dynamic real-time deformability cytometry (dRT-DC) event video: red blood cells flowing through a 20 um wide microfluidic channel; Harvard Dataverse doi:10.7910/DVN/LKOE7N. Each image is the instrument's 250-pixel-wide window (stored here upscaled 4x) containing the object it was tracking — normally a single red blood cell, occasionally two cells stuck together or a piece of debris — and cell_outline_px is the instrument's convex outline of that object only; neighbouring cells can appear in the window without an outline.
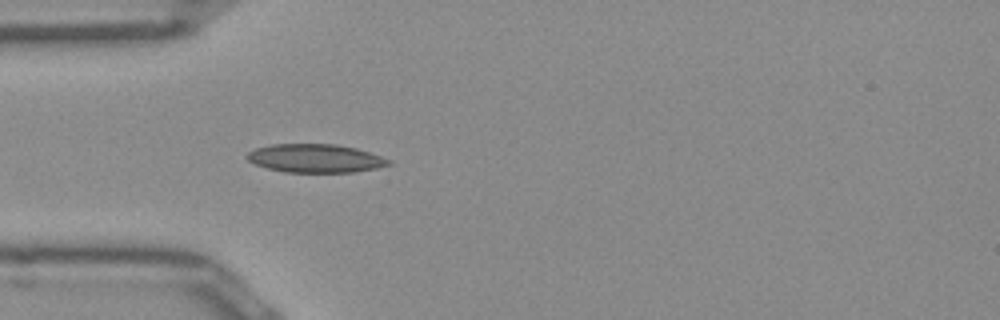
{"species": "Egyptian fruit bat (a non-hibernating species)", "species_latin": "Rousettus aegyptiacus", "temperature_condition": "room temperature", "stored_images_in_passage": 25, "camera_frame_rate_fps": 3000, "um_per_image_px": 0.085, "frame": {"image": 1, "passage_image": 4, "time_ms": 1.0, "image_size_px": [1000, 320], "cell_outline_px": [[392, 164], [376, 168], [352, 172], [284, 172], [268, 168], [256, 164], [248, 160], [244, 156], [248, 152], [256, 148], [272, 144], [336, 144], [356, 148], [392, 160]], "centroid_in_image_um": [26.8, 13.45], "position_along_channel_um": 58.2, "area_um2": 23.41}}
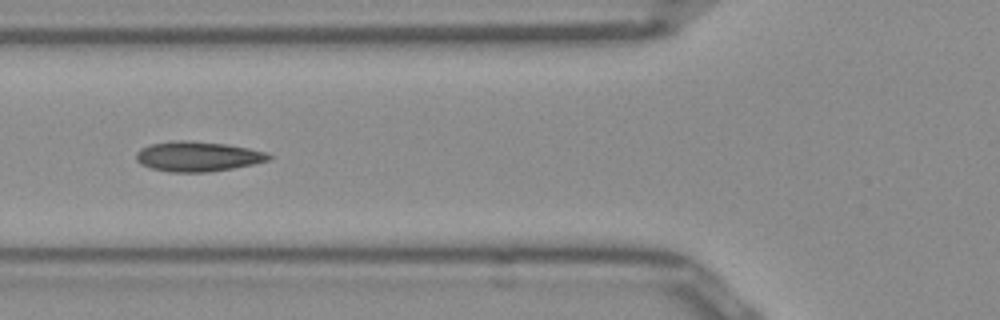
{"frame": {"image": 2, "passage_image": 8, "time_ms": 2.333, "image_size_px": [1000, 320], "cell_outline_px": [[272, 156], [268, 160], [252, 164], [232, 168], [204, 172], [168, 172], [152, 168], [140, 164], [136, 160], [136, 152], [140, 148], [152, 144], [172, 140], [184, 140], [228, 144], [268, 152]], "centroid_in_image_um": [16.78, 13.29], "position_along_channel_um": 109.0, "area_um2": 23.12}, "authors_computed_cell_mechanics": {"area_um2": 19.7676, "velocity_mm_per_s": 3.9561, "shape_relaxation_time_tau1_ms": null, "shape_relaxation_time_tau2_ms": 6.6299, "deformation_change_tau1": null, "deformation_change_tau2": 0.1089}}